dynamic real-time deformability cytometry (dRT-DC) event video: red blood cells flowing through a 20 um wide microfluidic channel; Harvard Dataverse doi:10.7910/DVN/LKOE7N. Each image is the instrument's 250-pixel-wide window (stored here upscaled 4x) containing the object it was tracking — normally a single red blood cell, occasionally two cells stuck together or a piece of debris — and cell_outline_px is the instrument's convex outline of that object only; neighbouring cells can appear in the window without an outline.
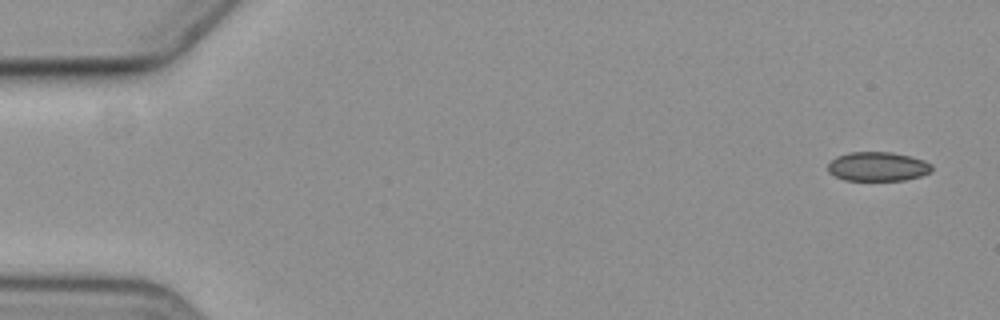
{"species": "common noctule bat (a hibernating species)", "species_latin": "Nyctalus noctula", "temperature_condition": "cold", "stored_images_in_passage": 6, "camera_frame_rate_fps": 3000, "um_per_image_px": 0.085, "animal": {"sex": "female", "body_mass_g": 19.3, "forearm_length_mm": 54.1}, "frame": {"image": 1, "passage_image": 1, "time_ms": 0.0, "image_size_px": [1000, 320], "cell_outline_px": [[932, 172], [920, 176], [904, 180], [844, 180], [828, 172], [828, 164], [836, 156], [848, 152], [892, 152], [912, 156], [924, 160], [932, 164]], "centroid_in_image_um": [74.63, 14.14], "position_along_channel_um": 10.4, "area_um2": 17.8}}
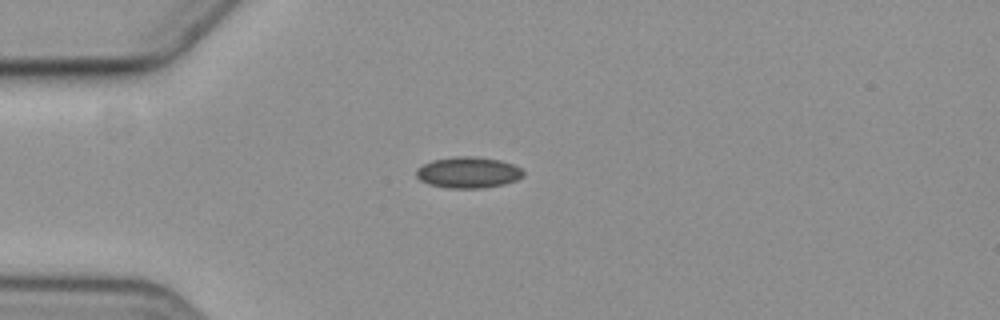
{"frame": {"image": 2, "passage_image": 4, "time_ms": 4.333, "image_size_px": [1000, 320], "cell_outline_px": [[524, 176], [516, 180], [504, 184], [480, 188], [448, 188], [428, 184], [420, 180], [416, 176], [416, 168], [432, 160], [452, 156], [476, 156], [500, 160], [524, 168]], "centroid_in_image_um": [39.8, 14.65], "position_along_channel_um": 45.2, "area_um2": 19.65}}
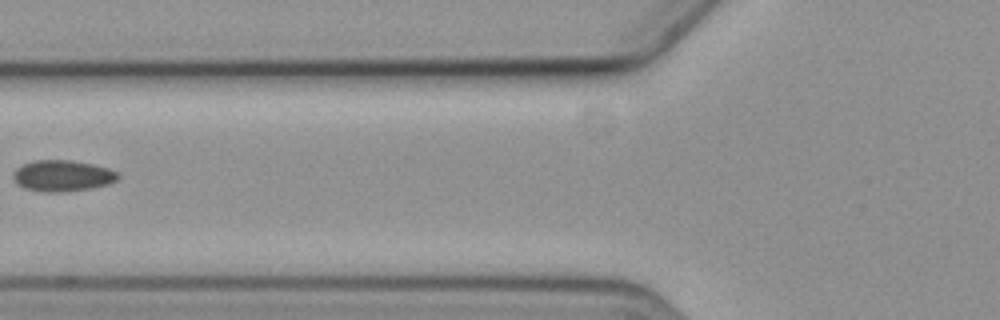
{"frame": {"image": 3, "passage_image": 6, "time_ms": 7.0, "image_size_px": [1000, 320], "cell_outline_px": [[120, 176], [116, 180], [108, 184], [92, 188], [60, 192], [44, 192], [24, 188], [16, 184], [12, 176], [12, 172], [16, 168], [24, 164], [36, 160], [68, 160], [92, 164], [108, 168], [116, 172]], "centroid_in_image_um": [5.27, 14.94], "position_along_channel_um": 120.5, "area_um2": 19.02}}